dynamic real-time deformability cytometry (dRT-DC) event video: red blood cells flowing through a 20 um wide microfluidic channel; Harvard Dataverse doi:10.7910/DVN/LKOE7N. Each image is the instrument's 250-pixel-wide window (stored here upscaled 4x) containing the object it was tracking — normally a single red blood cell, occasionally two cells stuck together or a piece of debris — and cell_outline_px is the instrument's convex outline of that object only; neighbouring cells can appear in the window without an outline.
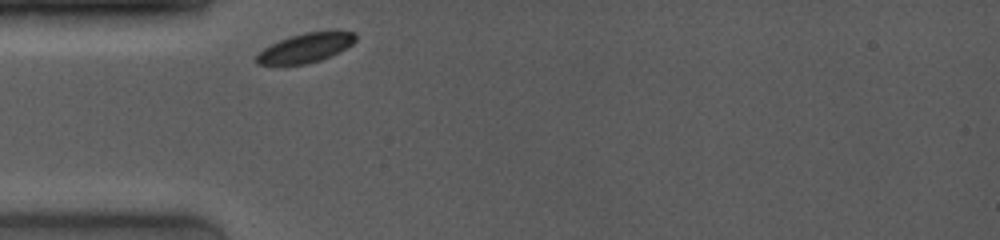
{"species": "common noctule bat (a hibernating species)", "species_latin": "Nyctalus noctula", "temperature_condition": "room temperature", "stored_images_in_passage": 12, "camera_frame_rate_fps": 4000, "um_per_image_px": 0.085, "animal": {"sex": "female", "body_mass_g": 19.0, "forearm_length_mm": 53.3}, "frame": {"image": 1, "passage_image": 1, "time_ms": 0.0, "image_size_px": [1000, 240], "cell_outline_px": [[356, 40], [352, 44], [320, 60], [304, 64], [256, 64], [256, 56], [264, 48], [280, 40], [304, 32], [352, 32], [356, 36]], "centroid_in_image_um": [25.94, 4.07], "position_along_channel_um": 59.1, "area_um2": 16.18}}
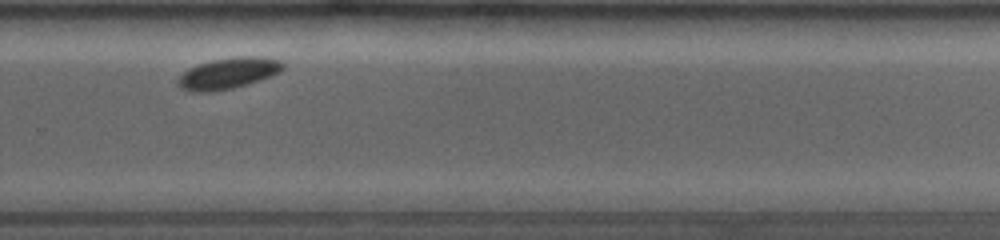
{"frame": {"image": 2, "passage_image": 8, "time_ms": 6.75, "image_size_px": [1000, 240], "cell_outline_px": [[284, 68], [280, 72], [272, 76], [232, 88], [208, 92], [192, 92], [180, 88], [176, 84], [176, 80], [188, 68], [196, 64], [212, 60], [240, 56], [260, 56], [280, 60], [284, 64]], "centroid_in_image_um": [19.38, 6.22], "position_along_channel_um": 310.4, "area_um2": 19.13}}
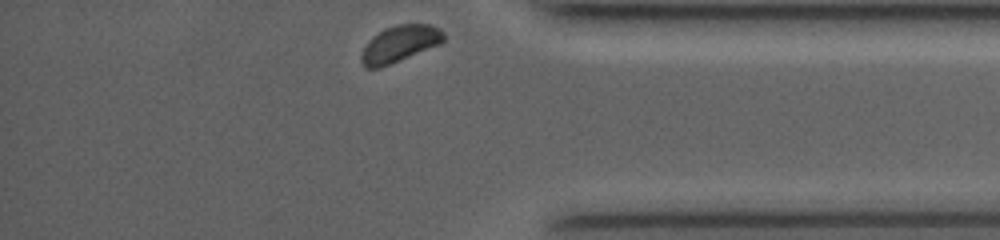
{"frame": {"image": 3, "passage_image": 12, "time_ms": 9.25, "image_size_px": [1000, 240], "cell_outline_px": [[444, 40], [440, 44], [380, 68], [364, 68], [360, 60], [360, 56], [368, 40], [372, 36], [384, 28], [396, 24], [428, 24], [440, 28], [444, 32]], "centroid_in_image_um": [33.95, 3.72], "position_along_channel_um": 401.3, "area_um2": 17.63}}